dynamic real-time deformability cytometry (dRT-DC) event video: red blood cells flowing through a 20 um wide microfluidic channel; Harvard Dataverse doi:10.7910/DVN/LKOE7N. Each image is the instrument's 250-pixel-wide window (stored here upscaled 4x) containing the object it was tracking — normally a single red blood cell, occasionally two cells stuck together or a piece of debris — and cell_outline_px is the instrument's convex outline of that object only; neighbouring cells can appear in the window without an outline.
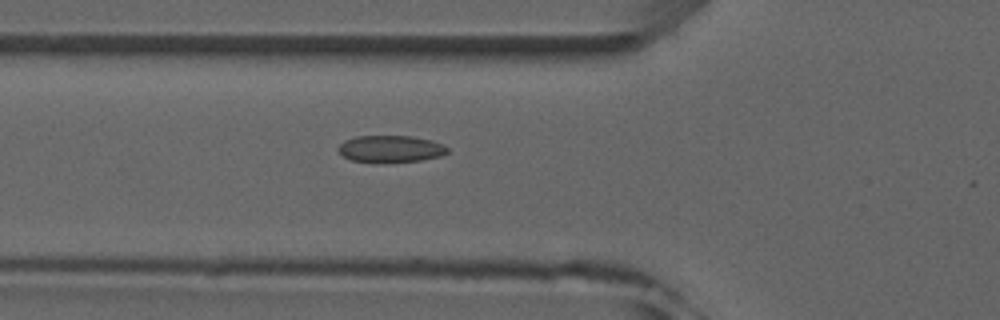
{"species": "common noctule bat (a hibernating species)", "species_latin": "Nyctalus noctula", "temperature_condition": "room temperature", "stored_images_in_passage": 3, "camera_frame_rate_fps": 3000, "um_per_image_px": 0.085, "animal": {"sex": "male", "forearm_length_mm": 52.5}, "frame": {"image": 1, "passage_image": 3, "time_ms": 2.667, "image_size_px": [1000, 320], "cell_outline_px": [[448, 152], [440, 156], [420, 160], [352, 160], [344, 156], [336, 148], [344, 140], [356, 136], [412, 136], [432, 140], [444, 144], [448, 148]], "centroid_in_image_um": [33.23, 12.6], "position_along_channel_um": 92.6, "area_um2": 16.47}}